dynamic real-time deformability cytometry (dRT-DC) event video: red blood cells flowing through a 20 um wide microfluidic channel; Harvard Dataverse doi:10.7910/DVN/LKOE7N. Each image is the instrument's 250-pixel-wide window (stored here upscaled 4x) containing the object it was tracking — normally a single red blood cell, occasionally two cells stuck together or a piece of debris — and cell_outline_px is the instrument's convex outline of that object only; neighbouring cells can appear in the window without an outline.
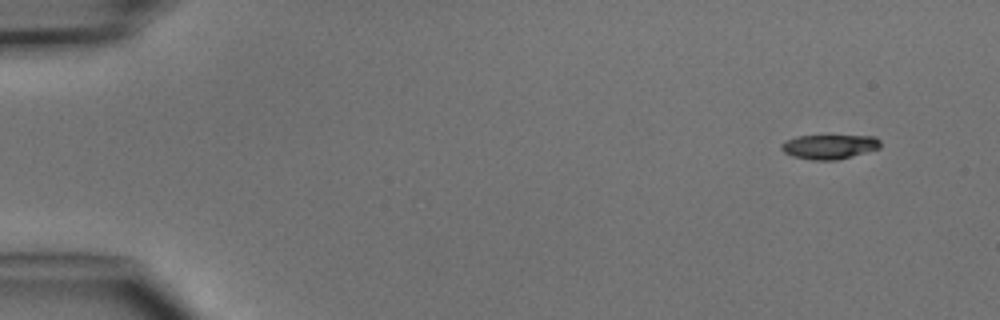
{"species": "common noctule bat (a hibernating species)", "species_latin": "Nyctalus noctula", "temperature_condition": "cold", "stored_images_in_passage": 5, "camera_frame_rate_fps": 3000, "um_per_image_px": 0.085, "animal": {"sex": "male", "body_mass_g": 15.6}, "frame": {"image": 1, "passage_image": 1, "time_ms": 0.0, "image_size_px": [1000, 320], "cell_outline_px": [[880, 148], [852, 156], [836, 160], [812, 160], [792, 156], [784, 152], [780, 148], [780, 144], [784, 140], [796, 136], [876, 136], [880, 140]], "centroid_in_image_um": [70.46, 12.47], "position_along_channel_um": 14.5, "area_um2": 14.16}}
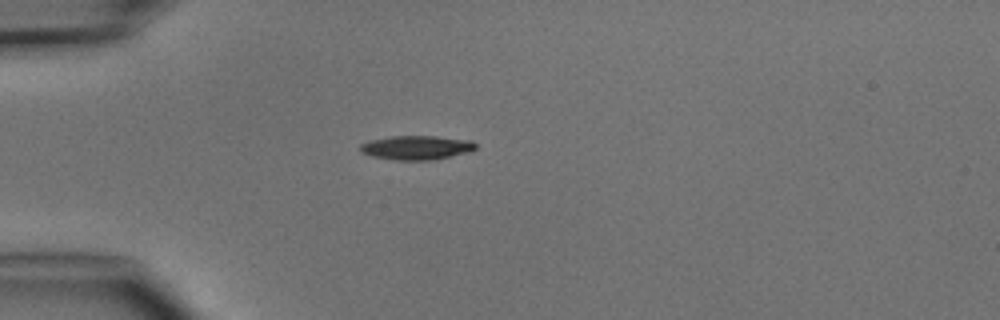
{"frame": {"image": 2, "passage_image": 4, "time_ms": 3.333, "image_size_px": [1000, 320], "cell_outline_px": [[476, 148], [468, 152], [432, 160], [396, 160], [372, 156], [360, 152], [360, 144], [368, 140], [392, 136], [436, 136], [472, 140], [476, 144]], "centroid_in_image_um": [35.38, 12.54], "position_along_channel_um": 49.6, "area_um2": 16.24}}